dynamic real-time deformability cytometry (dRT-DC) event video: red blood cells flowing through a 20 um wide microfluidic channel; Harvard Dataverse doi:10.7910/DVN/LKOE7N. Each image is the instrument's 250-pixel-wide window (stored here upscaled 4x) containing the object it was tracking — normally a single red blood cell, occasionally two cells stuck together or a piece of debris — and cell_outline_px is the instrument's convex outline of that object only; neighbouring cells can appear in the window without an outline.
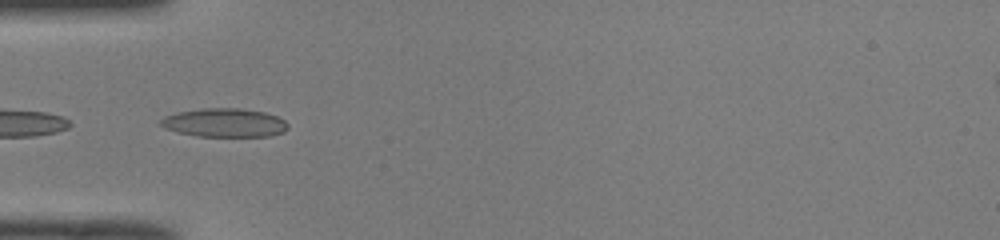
{"species": "common noctule bat (a hibernating species)", "species_latin": "Nyctalus noctula", "temperature_condition": "room temperature", "stored_images_in_passage": 8, "camera_frame_rate_fps": 3000, "um_per_image_px": 0.085, "animal": {"sex": "male", "body_mass_g": 19.0, "forearm_length_mm": 50.8}, "frame": {"image": 1, "passage_image": 3, "time_ms": 0.667, "image_size_px": [1000, 240], "cell_outline_px": [[288, 128], [284, 132], [272, 136], [196, 136], [176, 132], [164, 128], [160, 124], [160, 120], [164, 116], [180, 112], [204, 108], [240, 108], [264, 112], [276, 116], [284, 120], [288, 124]], "centroid_in_image_um": [19.09, 10.44], "position_along_channel_um": 65.9, "area_um2": 21.27}}